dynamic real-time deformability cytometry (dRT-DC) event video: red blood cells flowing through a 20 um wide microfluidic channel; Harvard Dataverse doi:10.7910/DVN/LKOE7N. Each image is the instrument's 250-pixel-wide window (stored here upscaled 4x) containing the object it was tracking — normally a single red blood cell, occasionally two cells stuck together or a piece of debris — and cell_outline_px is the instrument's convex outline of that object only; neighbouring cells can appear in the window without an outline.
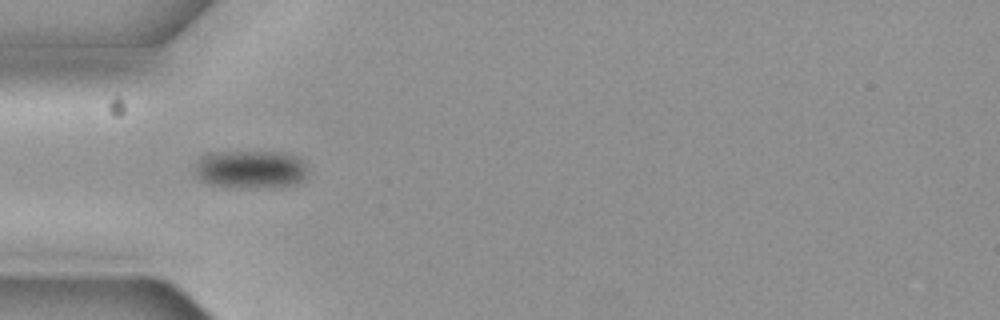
{"species": "common noctule bat (a hibernating species)", "species_latin": "Nyctalus noctula", "temperature_condition": "cold", "stored_images_in_passage": 10, "camera_frame_rate_fps": 3000, "um_per_image_px": 0.085, "animal": {"sex": "female", "body_mass_g": 19.3, "forearm_length_mm": 54.1}, "frame": {"image": 1, "passage_image": 4, "time_ms": 1.0, "image_size_px": [1000, 320], "cell_outline_px": [[312, 172], [300, 184], [240, 188], [232, 188], [208, 184], [200, 180], [196, 176], [196, 164], [208, 152], [280, 152], [292, 156], [300, 160]], "centroid_in_image_um": [21.33, 14.41], "position_along_channel_um": 63.7, "area_um2": 25.2}}
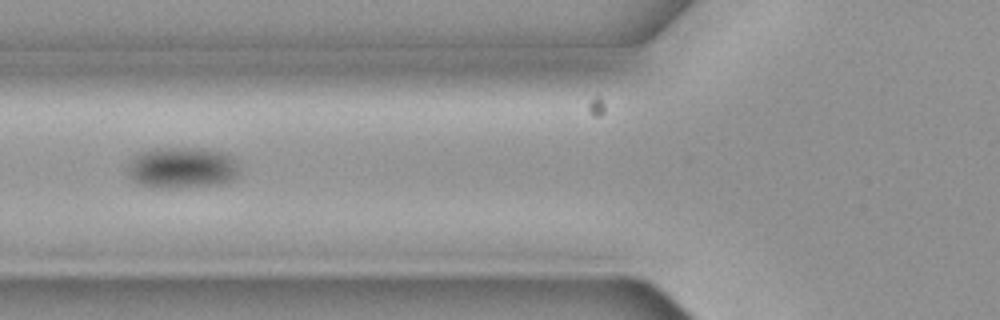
{"frame": {"image": 2, "passage_image": 5, "time_ms": 1.333, "image_size_px": [1000, 320], "cell_outline_px": [[236, 176], [232, 180], [220, 184], [180, 188], [152, 188], [136, 184], [128, 176], [128, 164], [132, 156], [140, 152], [152, 148], [196, 148], [220, 152], [232, 156], [236, 164]], "centroid_in_image_um": [15.37, 14.28], "position_along_channel_um": 110.4, "area_um2": 27.05}}
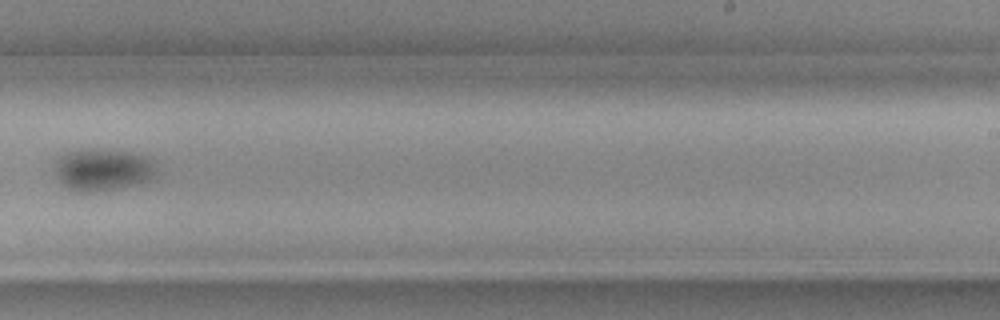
{"frame": {"image": 3, "passage_image": 9, "time_ms": 2.667, "image_size_px": [1000, 320], "cell_outline_px": [[156, 172], [148, 180], [132, 184], [92, 192], [76, 192], [60, 184], [52, 168], [56, 160], [60, 156], [68, 152], [80, 148], [100, 148], [132, 152], [148, 156], [156, 160]], "centroid_in_image_um": [8.68, 14.38], "position_along_channel_um": 280.3, "area_um2": 25.43}}